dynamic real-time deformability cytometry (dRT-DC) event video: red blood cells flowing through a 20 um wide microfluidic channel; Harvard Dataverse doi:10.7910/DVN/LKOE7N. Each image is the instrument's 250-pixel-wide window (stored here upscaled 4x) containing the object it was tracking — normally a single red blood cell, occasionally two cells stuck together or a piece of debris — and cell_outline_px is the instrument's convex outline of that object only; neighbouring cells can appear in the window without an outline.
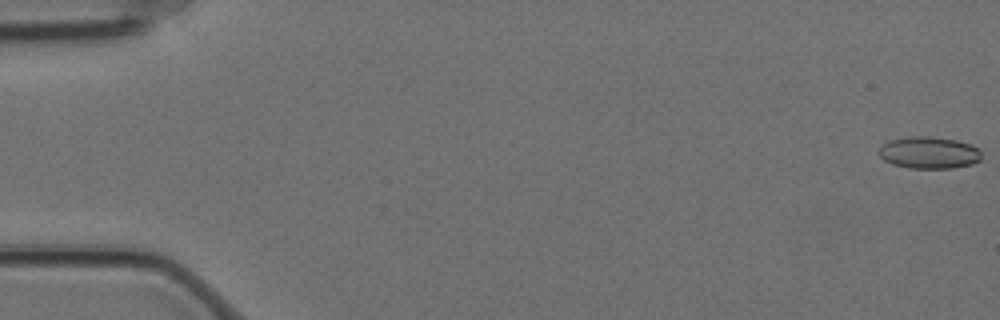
{"species": "Egyptian fruit bat (a non-hibernating species)", "species_latin": "Rousettus aegyptiacus", "temperature_condition": "cold", "stored_images_in_passage": 30, "camera_frame_rate_fps": 3000, "um_per_image_px": 0.085, "animal": {"sex": "female"}, "frame": {"image": 1, "passage_image": 1, "time_ms": 0.0, "image_size_px": [1000, 320], "cell_outline_px": [[980, 160], [972, 164], [952, 168], [908, 168], [892, 164], [884, 160], [880, 156], [880, 144], [888, 140], [908, 136], [928, 136], [956, 140], [972, 144], [980, 148]], "centroid_in_image_um": [78.96, 12.96], "position_along_channel_um": 6.0, "area_um2": 19.31}}
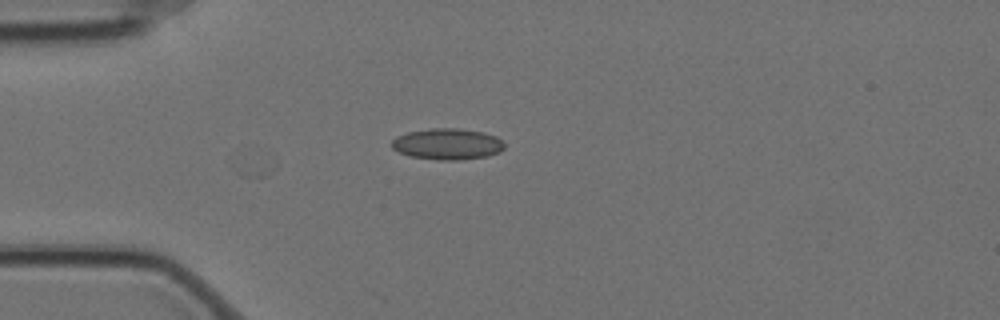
{"frame": {"image": 2, "passage_image": 16, "time_ms": 5.0, "image_size_px": [1000, 320], "cell_outline_px": [[504, 148], [500, 152], [488, 156], [456, 160], [440, 160], [412, 156], [400, 152], [392, 148], [392, 140], [396, 136], [408, 132], [432, 128], [460, 128], [484, 132], [496, 136], [504, 144]], "centroid_in_image_um": [38.05, 12.23], "position_along_channel_um": 47.0, "area_um2": 20.4}}
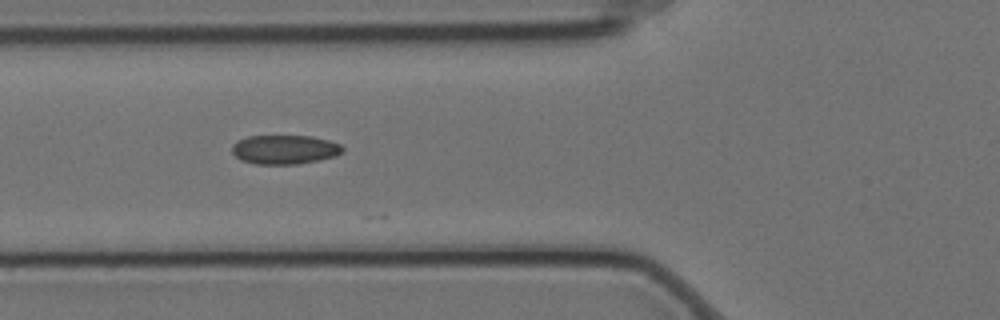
{"frame": {"image": 3, "passage_image": 22, "time_ms": 7.0, "image_size_px": [1000, 320], "cell_outline_px": [[344, 152], [336, 156], [320, 160], [296, 164], [256, 164], [240, 160], [232, 152], [232, 144], [236, 140], [248, 136], [312, 136], [328, 140], [340, 144], [344, 148]], "centroid_in_image_um": [24.2, 12.71], "position_along_channel_um": 101.6, "area_um2": 18.96}}